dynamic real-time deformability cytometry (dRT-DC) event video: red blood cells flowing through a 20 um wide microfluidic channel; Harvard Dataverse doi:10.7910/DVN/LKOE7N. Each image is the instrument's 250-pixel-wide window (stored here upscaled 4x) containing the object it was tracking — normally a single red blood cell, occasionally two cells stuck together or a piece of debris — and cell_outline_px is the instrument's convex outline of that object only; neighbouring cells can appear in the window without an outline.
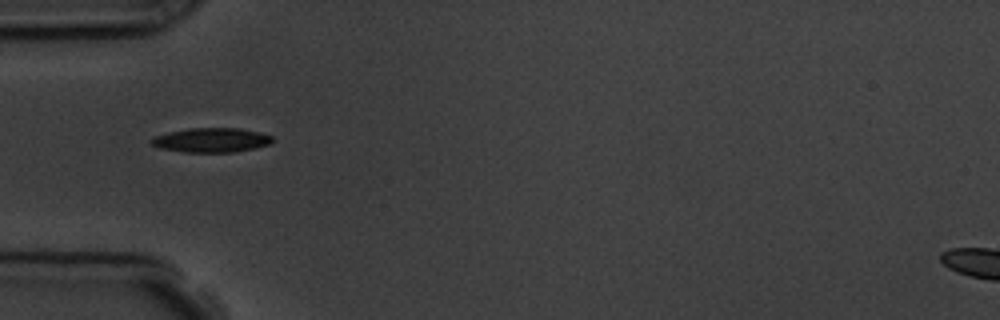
{"species": "common noctule bat (a hibernating species)", "species_latin": "Nyctalus noctula", "temperature_condition": "room temperature", "stored_images_in_passage": 3, "camera_frame_rate_fps": 3000, "um_per_image_px": 0.085, "animal": {"sex": "male", "body_mass_g": 19.5, "forearm_length_mm": 54.6}, "frame": {"image": 1, "passage_image": 1, "time_ms": 0.0, "image_size_px": [1000, 320], "cell_outline_px": [[276, 140], [268, 144], [236, 152], [184, 152], [160, 148], [152, 144], [148, 140], [156, 136], [168, 132], [188, 128], [240, 128], [272, 136]], "centroid_in_image_um": [17.94, 11.9], "position_along_channel_um": 67.1, "area_um2": 17.11}}